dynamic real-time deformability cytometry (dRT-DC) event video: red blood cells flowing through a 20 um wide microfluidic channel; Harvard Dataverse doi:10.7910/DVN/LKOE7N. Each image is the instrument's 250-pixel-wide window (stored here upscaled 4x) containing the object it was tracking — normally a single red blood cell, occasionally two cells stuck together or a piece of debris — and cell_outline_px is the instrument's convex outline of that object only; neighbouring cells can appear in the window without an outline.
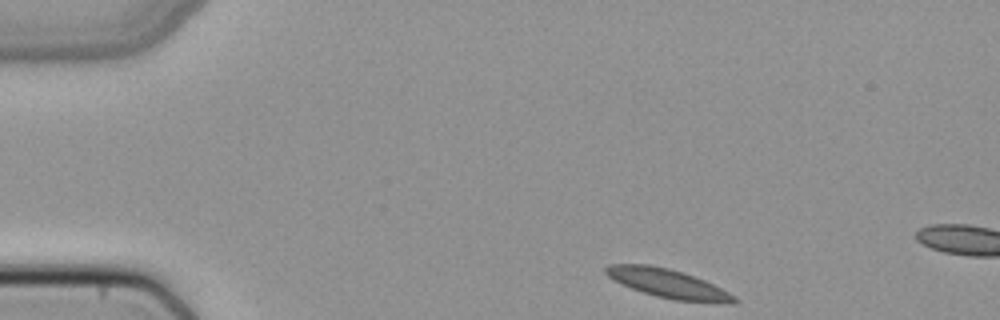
{"species": "common noctule bat (a hibernating species)", "species_latin": "Nyctalus noctula", "temperature_condition": "cold", "stored_images_in_passage": 7, "camera_frame_rate_fps": 3000, "um_per_image_px": 0.085, "animal": {"sex": "female", "body_mass_g": 22.7, "forearm_length_mm": 54.2}, "frame": {"image": 1, "passage_image": 1, "time_ms": 0.0, "image_size_px": [1000, 320], "cell_outline_px": [[740, 300], [728, 304], [672, 300], [656, 296], [632, 288], [608, 276], [604, 272], [604, 268], [608, 264], [648, 264], [668, 268], [684, 272], [704, 280], [736, 296]], "centroid_in_image_um": [56.82, 24.1], "position_along_channel_um": 28.2, "area_um2": 21.56}}